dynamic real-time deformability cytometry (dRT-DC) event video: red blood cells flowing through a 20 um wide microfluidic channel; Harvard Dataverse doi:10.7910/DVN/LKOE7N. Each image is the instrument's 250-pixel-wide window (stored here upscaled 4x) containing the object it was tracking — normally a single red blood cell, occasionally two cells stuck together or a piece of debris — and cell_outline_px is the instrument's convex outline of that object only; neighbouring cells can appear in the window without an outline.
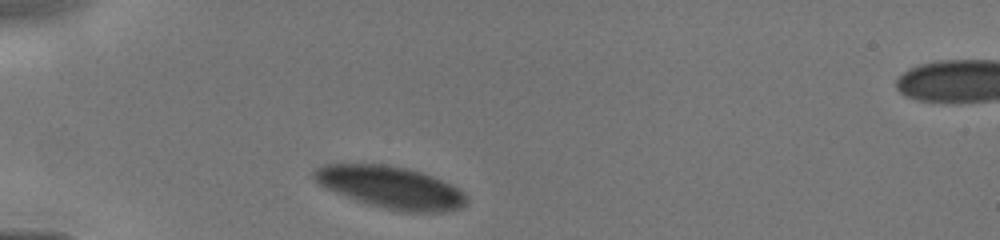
{"species": "human", "species_latin": "Homo sapiens", "temperature_condition": "cold", "stored_images_in_passage": 3, "camera_frame_rate_fps": 3000, "um_per_image_px": 0.085, "donor": {"sex": "male"}, "frame": {"image": 1, "passage_image": 1, "time_ms": 0.0, "image_size_px": [1000, 240], "cell_outline_px": [[468, 200], [460, 208], [448, 212], [408, 212], [368, 204], [336, 192], [320, 184], [312, 176], [312, 172], [316, 168], [324, 164], [384, 164], [408, 168], [424, 172], [452, 184], [464, 192]], "centroid_in_image_um": [33.26, 15.91], "position_along_channel_um": 51.7, "area_um2": 37.28}}
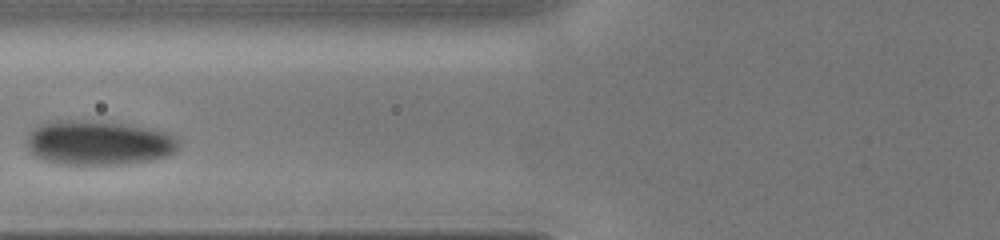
{"frame": {"image": 2, "passage_image": 3, "time_ms": 2.0, "image_size_px": [1000, 240], "cell_outline_px": [[180, 144], [172, 152], [164, 156], [152, 160], [132, 164], [60, 164], [44, 160], [32, 156], [24, 144], [28, 132], [40, 124], [56, 120], [92, 120], [124, 124], [152, 128], [176, 136], [180, 140]], "centroid_in_image_um": [8.32, 12.14], "position_along_channel_um": 117.5, "area_um2": 40.0}}